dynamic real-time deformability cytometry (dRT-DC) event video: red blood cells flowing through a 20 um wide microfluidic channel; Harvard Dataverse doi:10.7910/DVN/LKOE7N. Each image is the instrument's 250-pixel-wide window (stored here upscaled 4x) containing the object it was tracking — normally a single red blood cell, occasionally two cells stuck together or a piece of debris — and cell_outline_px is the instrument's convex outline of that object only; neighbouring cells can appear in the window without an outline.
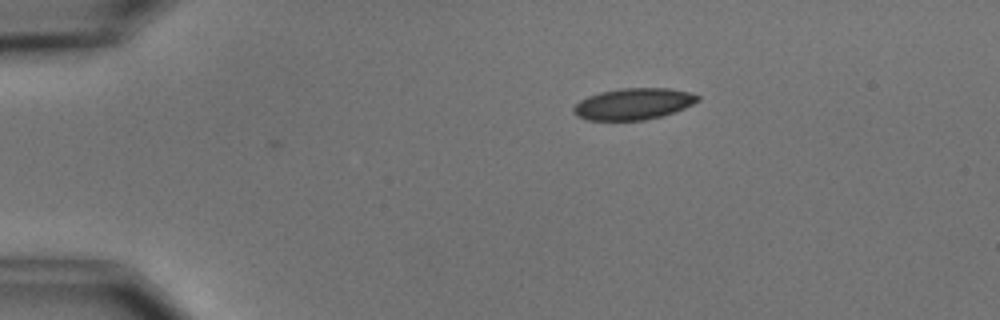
{"species": "common noctule bat (a hibernating species)", "species_latin": "Nyctalus noctula", "temperature_condition": "cold", "stored_images_in_passage": 2, "camera_frame_rate_fps": 3000, "um_per_image_px": 0.085, "animal": {"sex": "male", "body_mass_g": 15.6}, "frame": {"image": 1, "passage_image": 2, "time_ms": 1.333, "image_size_px": [1000, 320], "cell_outline_px": [[700, 100], [684, 108], [660, 116], [644, 120], [588, 120], [576, 116], [572, 112], [572, 108], [580, 100], [588, 96], [600, 92], [620, 88], [668, 88], [688, 92], [700, 96]], "centroid_in_image_um": [53.8, 8.83], "position_along_channel_um": 31.2, "area_um2": 22.66}}